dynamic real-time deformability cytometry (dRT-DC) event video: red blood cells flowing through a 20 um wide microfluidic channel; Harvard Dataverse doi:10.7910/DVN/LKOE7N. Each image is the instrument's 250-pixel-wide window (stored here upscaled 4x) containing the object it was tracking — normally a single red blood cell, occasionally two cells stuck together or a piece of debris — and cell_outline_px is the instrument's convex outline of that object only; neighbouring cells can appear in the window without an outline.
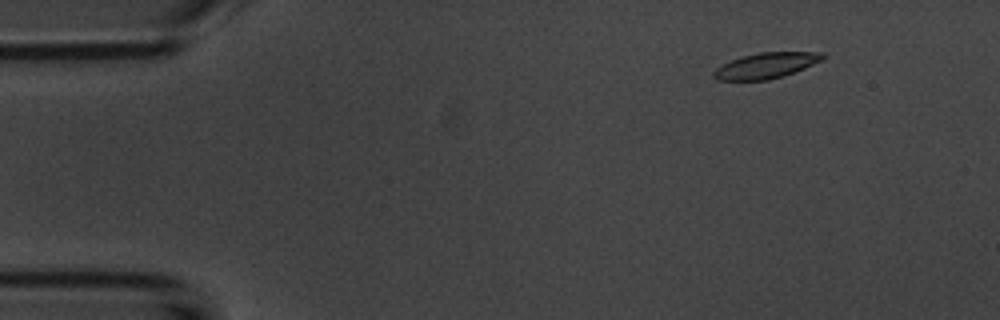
{"species": "common noctule bat (a hibernating species)", "species_latin": "Nyctalus noctula", "temperature_condition": "room temperature", "stored_images_in_passage": 55, "camera_frame_rate_fps": 3000, "um_per_image_px": 0.085, "animal": {"sex": "male", "body_mass_g": 20.1, "forearm_length_mm": 53.5}, "frame": {"image": 1, "passage_image": 7, "time_ms": 2.0, "image_size_px": [1000, 320], "cell_outline_px": [[828, 56], [804, 68], [784, 76], [768, 80], [716, 80], [712, 76], [712, 72], [716, 68], [732, 60], [756, 52], [824, 52]], "centroid_in_image_um": [65.11, 5.57], "position_along_channel_um": 19.9, "area_um2": 16.24}}
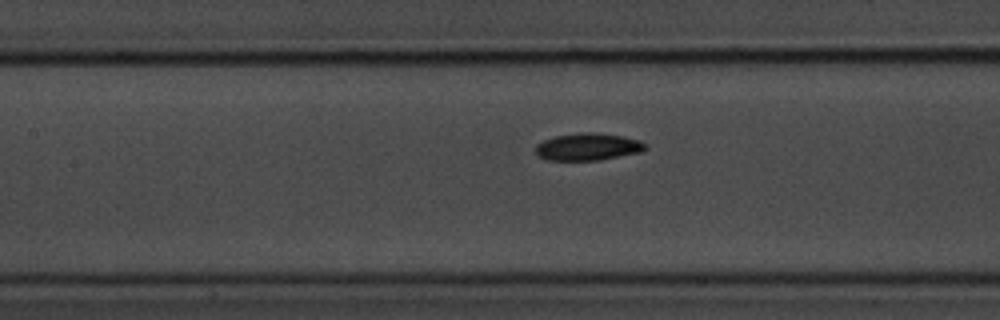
{"frame": {"image": 2, "passage_image": 25, "time_ms": 8.0, "image_size_px": [1000, 320], "cell_outline_px": [[648, 148], [640, 152], [600, 160], [548, 160], [536, 156], [536, 144], [544, 140], [556, 136], [580, 132], [596, 132], [624, 136], [640, 140], [648, 144]], "centroid_in_image_um": [50.0, 12.47], "position_along_channel_um": 157.4, "area_um2": 17.63}}
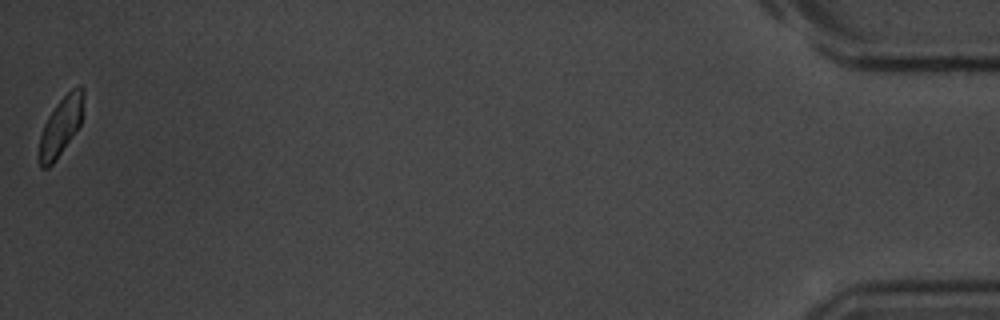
{"frame": {"image": 3, "passage_image": 55, "time_ms": 18.0, "image_size_px": [1000, 320], "cell_outline_px": [[84, 96], [80, 124], [52, 164], [48, 168], [40, 168], [36, 156], [40, 136], [44, 124], [48, 116], [56, 104], [72, 88], [80, 84], [84, 88]], "centroid_in_image_um": [5.12, 10.75], "position_along_channel_um": 430.1, "area_um2": 15.14}, "authors_computed_cell_mechanics": {"area_um2": 17.1088, "velocity_mm_per_s": 3.6872, "shape_relaxation_time_tau1_ms": 5.7856, "shape_relaxation_time_tau2_ms": null, "deformation_change_tau1": 0.1719, "deformation_change_tau2": null}}